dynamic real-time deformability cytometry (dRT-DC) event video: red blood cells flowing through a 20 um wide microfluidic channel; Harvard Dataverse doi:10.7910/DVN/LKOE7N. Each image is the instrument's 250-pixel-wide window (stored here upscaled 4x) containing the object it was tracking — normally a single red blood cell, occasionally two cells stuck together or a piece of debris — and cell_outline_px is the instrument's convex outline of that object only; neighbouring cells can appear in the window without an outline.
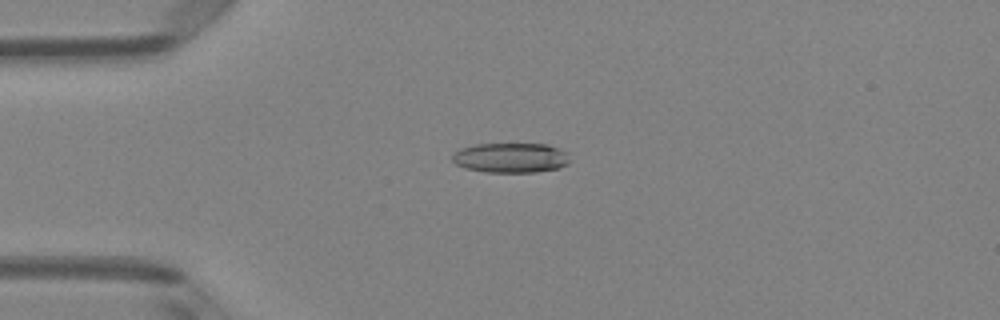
{"species": "Egyptian fruit bat (a non-hibernating species)", "species_latin": "Rousettus aegyptiacus", "temperature_condition": "room temperature", "stored_images_in_passage": 51, "camera_frame_rate_fps": 3000, "um_per_image_px": 0.085, "animal": {"sex": "female"}, "frame": {"image": 1, "passage_image": 13, "time_ms": 4.0, "image_size_px": [1000, 320], "cell_outline_px": [[568, 164], [560, 168], [536, 172], [484, 172], [464, 168], [456, 164], [452, 160], [452, 152], [460, 148], [476, 144], [548, 144], [560, 148], [568, 152]], "centroid_in_image_um": [43.41, 13.41], "position_along_channel_um": 41.6, "area_um2": 20.75}}
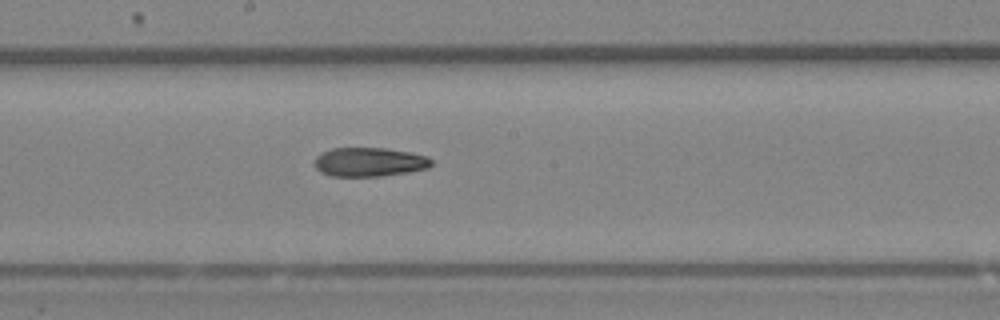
{"frame": {"image": 2, "passage_image": 28, "time_ms": 9.0, "image_size_px": [1000, 320], "cell_outline_px": [[432, 164], [428, 168], [408, 172], [380, 176], [332, 176], [320, 172], [316, 168], [316, 156], [332, 148], [384, 148], [408, 152], [428, 156], [432, 160]], "centroid_in_image_um": [31.41, 13.77], "position_along_channel_um": 216.8, "area_um2": 19.59}}
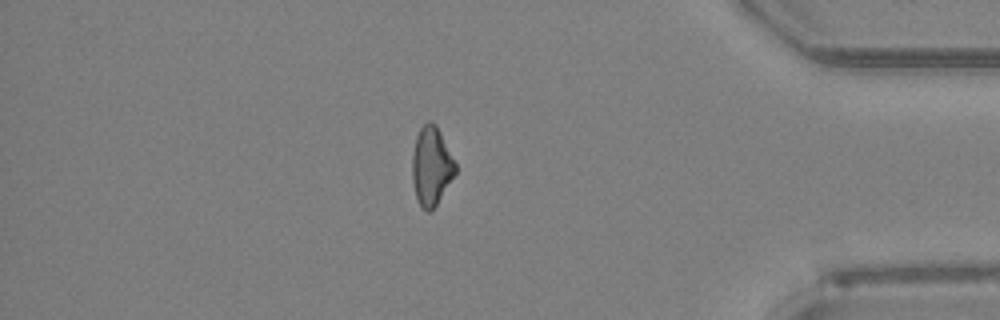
{"frame": {"image": 3, "passage_image": 44, "time_ms": 14.333, "image_size_px": [1000, 320], "cell_outline_px": [[456, 172], [436, 204], [428, 212], [416, 200], [412, 180], [412, 156], [416, 136], [420, 128], [428, 120], [432, 120], [436, 124], [456, 164]], "centroid_in_image_um": [36.64, 14.08], "position_along_channel_um": 398.6, "area_um2": 19.54}}